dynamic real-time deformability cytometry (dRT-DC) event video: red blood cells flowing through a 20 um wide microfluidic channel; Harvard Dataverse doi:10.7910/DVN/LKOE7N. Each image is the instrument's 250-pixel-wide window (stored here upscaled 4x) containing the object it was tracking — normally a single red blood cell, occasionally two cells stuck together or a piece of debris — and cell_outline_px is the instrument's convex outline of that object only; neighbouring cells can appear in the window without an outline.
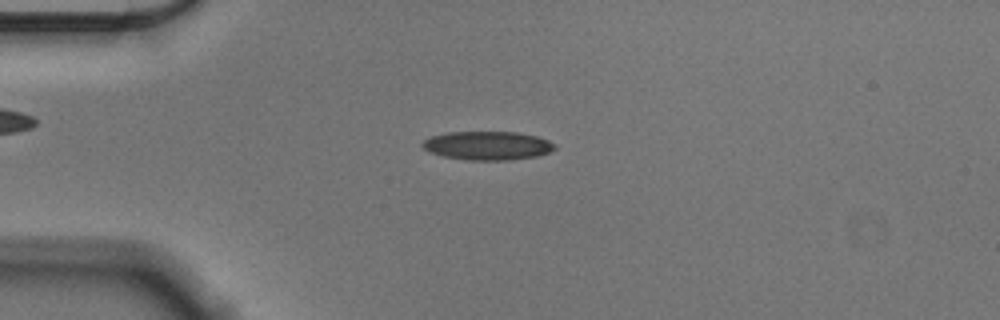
{"species": "Egyptian fruit bat (a non-hibernating species)", "species_latin": "Rousettus aegyptiacus", "temperature_condition": "cold", "stored_images_in_passage": 56, "camera_frame_rate_fps": 3000, "um_per_image_px": 0.085, "animal": {"sex": "male"}, "frame": {"image": 1, "passage_image": 14, "time_ms": 4.333, "image_size_px": [1000, 320], "cell_outline_px": [[556, 148], [548, 152], [536, 156], [508, 160], [468, 160], [444, 156], [428, 152], [420, 144], [424, 140], [432, 136], [448, 132], [516, 132], [536, 136], [548, 140], [556, 144]], "centroid_in_image_um": [41.43, 12.37], "position_along_channel_um": 43.6, "area_um2": 22.02}}
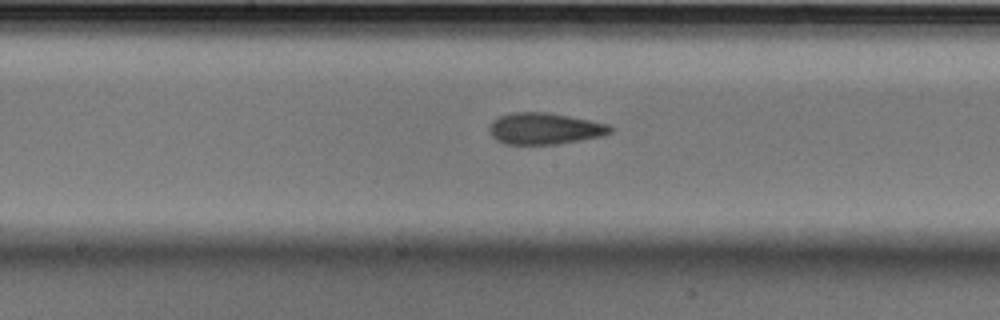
{"frame": {"image": 2, "passage_image": 29, "time_ms": 9.333, "image_size_px": [1000, 320], "cell_outline_px": [[612, 132], [604, 136], [556, 144], [504, 144], [496, 140], [488, 132], [488, 128], [500, 116], [512, 112], [548, 112], [608, 124], [612, 128]], "centroid_in_image_um": [46.29, 10.94], "position_along_channel_um": 201.9, "area_um2": 22.08}}
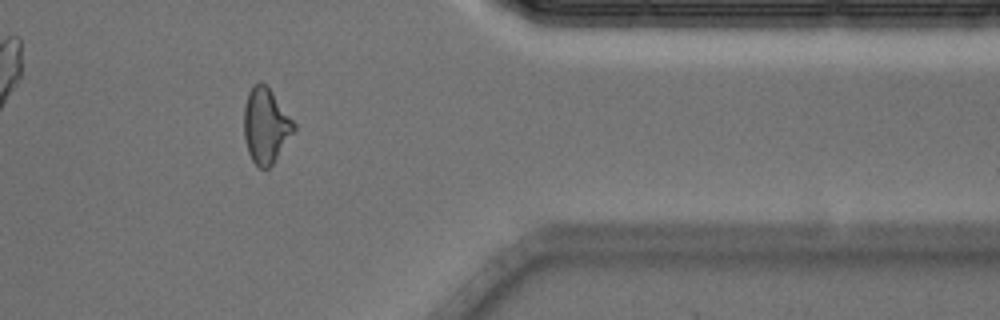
{"frame": {"image": 3, "passage_image": 46, "time_ms": 15.0, "image_size_px": [1000, 320], "cell_outline_px": [[296, 128], [272, 164], [268, 168], [260, 168], [252, 160], [248, 152], [244, 136], [244, 104], [248, 92], [260, 80], [272, 92], [296, 124]], "centroid_in_image_um": [22.58, 10.68], "position_along_channel_um": 388.8, "area_um2": 21.5}, "authors_computed_cell_mechanics": {"area_um2": 21.5883, "velocity_mm_per_s": 3.5824, "shape_relaxation_time_tau1_ms": 7.1161, "shape_relaxation_time_tau2_ms": 2.8191, "deformation_change_tau1": 0.1675, "deformation_change_tau2": 0.1002}}